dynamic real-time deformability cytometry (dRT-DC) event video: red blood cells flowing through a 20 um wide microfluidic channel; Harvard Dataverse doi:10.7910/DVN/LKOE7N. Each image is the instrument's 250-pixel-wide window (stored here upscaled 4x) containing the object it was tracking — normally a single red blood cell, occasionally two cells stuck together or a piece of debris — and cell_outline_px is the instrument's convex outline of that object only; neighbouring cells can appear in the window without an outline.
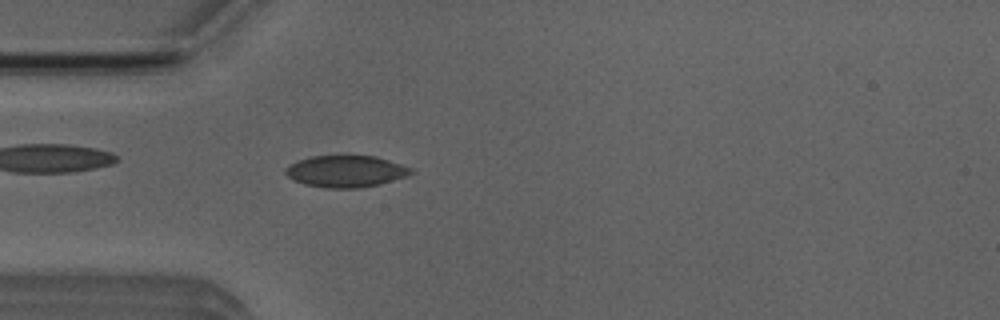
{"species": "Egyptian fruit bat (a non-hibernating species)", "species_latin": "Rousettus aegyptiacus", "temperature_condition": "room temperature", "stored_images_in_passage": 50, "camera_frame_rate_fps": 3000, "um_per_image_px": 0.085, "animal": {"sex": "male"}, "frame": {"image": 1, "passage_image": 13, "time_ms": 4.0, "image_size_px": [1000, 320], "cell_outline_px": [[416, 172], [380, 184], [360, 188], [324, 188], [304, 184], [292, 180], [284, 172], [284, 168], [288, 164], [312, 156], [376, 156], [412, 168]], "centroid_in_image_um": [29.36, 14.57], "position_along_channel_um": 55.6, "area_um2": 23.18}}
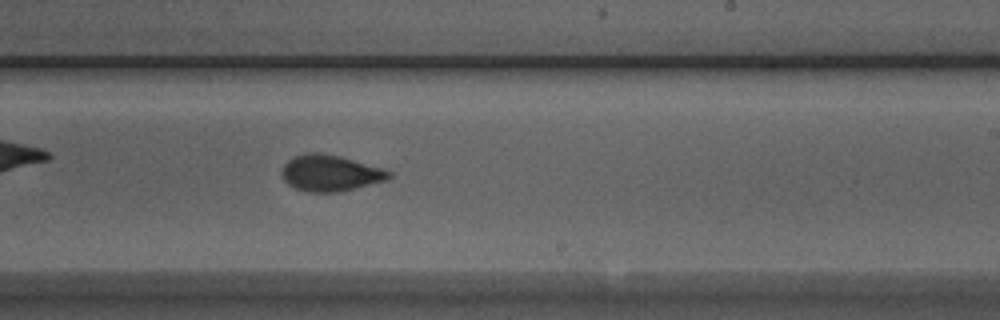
{"frame": {"image": 2, "passage_image": 29, "time_ms": 9.333, "image_size_px": [1000, 320], "cell_outline_px": [[392, 176], [388, 180], [340, 192], [308, 192], [296, 188], [288, 184], [284, 180], [280, 172], [284, 164], [292, 156], [304, 152], [316, 152], [340, 156], [380, 168], [392, 172]], "centroid_in_image_um": [28.04, 14.71], "position_along_channel_um": 261.0, "area_um2": 22.72}}
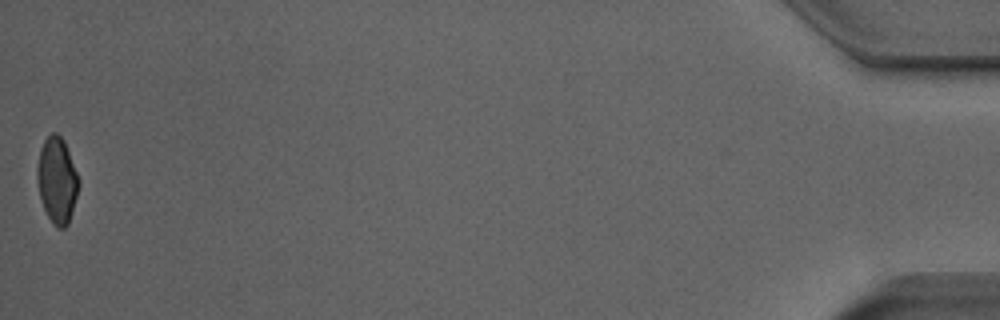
{"frame": {"image": 3, "passage_image": 50, "time_ms": 16.333, "image_size_px": [1000, 320], "cell_outline_px": [[80, 184], [72, 212], [68, 224], [64, 228], [60, 228], [48, 216], [44, 208], [40, 196], [36, 176], [36, 168], [40, 148], [44, 140], [52, 132], [56, 132], [64, 140], [80, 180]], "centroid_in_image_um": [4.85, 15.27], "position_along_channel_um": 430.4, "area_um2": 20.69}, "authors_computed_cell_mechanics": {"area_um2": 22.5998, "velocity_mm_per_s": 3.9146, "shape_relaxation_time_tau1_ms": 4.8065, "shape_relaxation_time_tau2_ms": 0.7942, "deformation_change_tau1": 0.1106, "deformation_change_tau2": 0.0253}}